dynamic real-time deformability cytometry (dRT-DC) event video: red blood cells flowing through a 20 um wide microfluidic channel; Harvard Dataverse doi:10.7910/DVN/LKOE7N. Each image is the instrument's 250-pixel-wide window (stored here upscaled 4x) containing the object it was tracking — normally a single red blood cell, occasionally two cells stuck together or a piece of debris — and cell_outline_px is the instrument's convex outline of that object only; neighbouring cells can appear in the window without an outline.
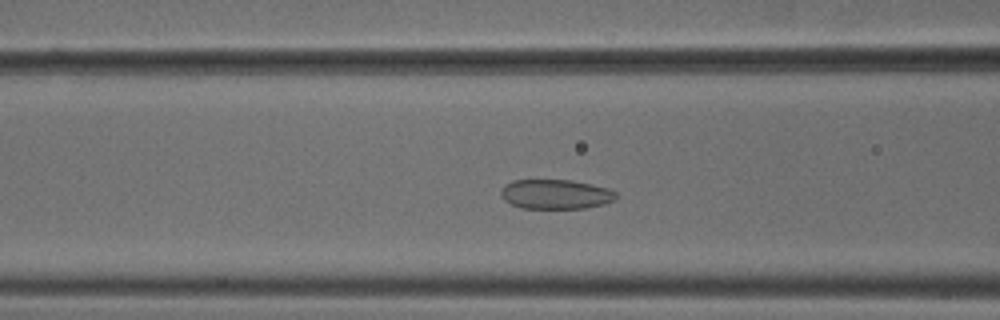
{"species": "common noctule bat (a hibernating species)", "species_latin": "Nyctalus noctula", "temperature_condition": "cold", "stored_images_in_passage": 40, "camera_frame_rate_fps": 3000, "um_per_image_px": 0.085, "animal": {"sex": "male", "body_mass_g": 18.8}, "frame": {"image": 1, "passage_image": 7, "time_ms": 2.0, "image_size_px": [1000, 320], "cell_outline_px": [[616, 200], [604, 204], [584, 208], [520, 208], [504, 200], [500, 192], [512, 180], [572, 180], [608, 188], [616, 192]], "centroid_in_image_um": [47.26, 16.51], "position_along_channel_um": 119.3, "area_um2": 19.71}}
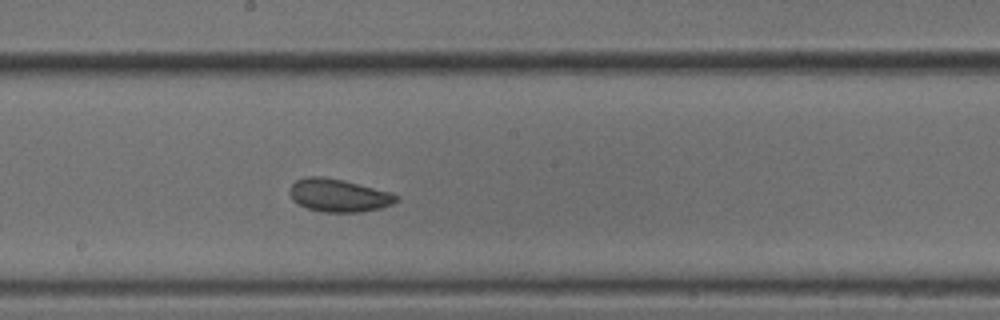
{"frame": {"image": 2, "passage_image": 15, "time_ms": 4.667, "image_size_px": [1000, 320], "cell_outline_px": [[400, 200], [392, 204], [380, 208], [360, 212], [324, 212], [308, 208], [292, 200], [288, 192], [288, 188], [296, 180], [304, 176], [320, 176], [344, 180], [392, 192], [400, 196]], "centroid_in_image_um": [28.79, 16.59], "position_along_channel_um": 219.4, "area_um2": 20.69}}
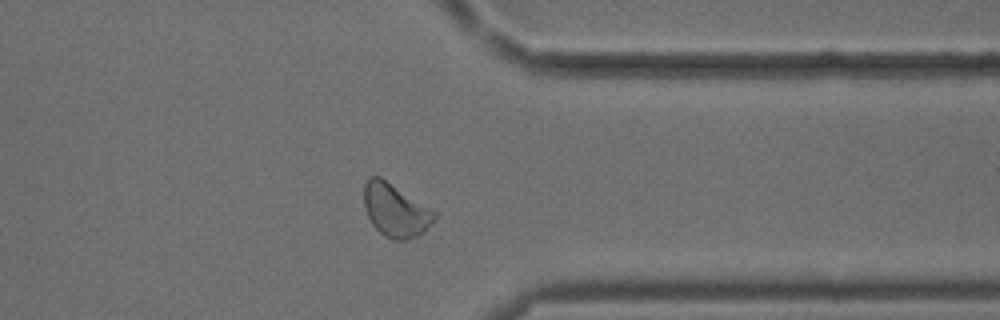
{"frame": {"image": 3, "passage_image": 28, "time_ms": 9.0, "image_size_px": [1000, 320], "cell_outline_px": [[436, 216], [424, 232], [420, 236], [408, 240], [392, 240], [384, 236], [372, 224], [364, 208], [364, 184], [368, 176], [380, 176], [436, 212]], "centroid_in_image_um": [33.59, 17.89], "position_along_channel_um": 377.8, "area_um2": 21.79}, "authors_computed_cell_mechanics": {"area_um2": 20.6057, "velocity_mm_per_s": 3.7526, "shape_relaxation_time_tau1_ms": 3.5154, "shape_relaxation_time_tau2_ms": 2.2693, "deformation_change_tau1": 0.0693, "deformation_change_tau2": 0.054}}